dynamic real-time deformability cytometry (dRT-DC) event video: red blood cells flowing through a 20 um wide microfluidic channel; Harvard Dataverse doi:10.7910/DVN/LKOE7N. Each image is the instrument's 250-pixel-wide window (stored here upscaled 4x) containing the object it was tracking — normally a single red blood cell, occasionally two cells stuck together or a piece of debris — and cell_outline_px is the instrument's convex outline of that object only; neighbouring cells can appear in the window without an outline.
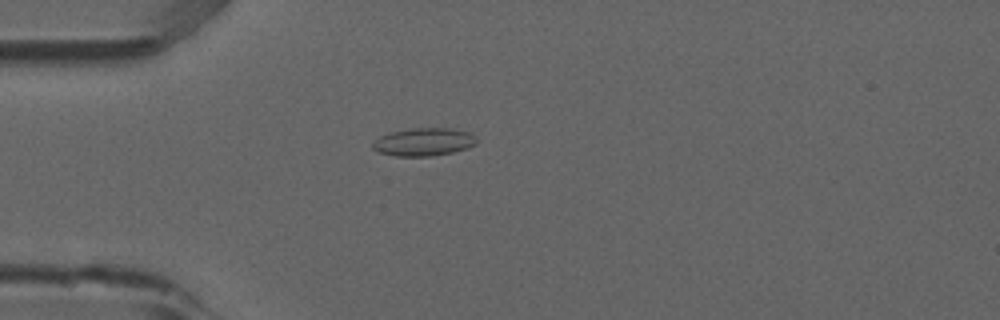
{"species": "common noctule bat (a hibernating species)", "species_latin": "Nyctalus noctula", "temperature_condition": "room temperature", "stored_images_in_passage": 5, "camera_frame_rate_fps": 3000, "um_per_image_px": 0.085, "animal": {"sex": "male", "forearm_length_mm": 52.5}, "frame": {"image": 1, "passage_image": 5, "time_ms": 1.333, "image_size_px": [1000, 320], "cell_outline_px": [[476, 144], [468, 148], [452, 152], [432, 156], [396, 156], [376, 152], [372, 148], [372, 144], [380, 136], [392, 132], [412, 128], [452, 128], [468, 132], [476, 136]], "centroid_in_image_um": [36.02, 12.07], "position_along_channel_um": 49.0, "area_um2": 16.94}}